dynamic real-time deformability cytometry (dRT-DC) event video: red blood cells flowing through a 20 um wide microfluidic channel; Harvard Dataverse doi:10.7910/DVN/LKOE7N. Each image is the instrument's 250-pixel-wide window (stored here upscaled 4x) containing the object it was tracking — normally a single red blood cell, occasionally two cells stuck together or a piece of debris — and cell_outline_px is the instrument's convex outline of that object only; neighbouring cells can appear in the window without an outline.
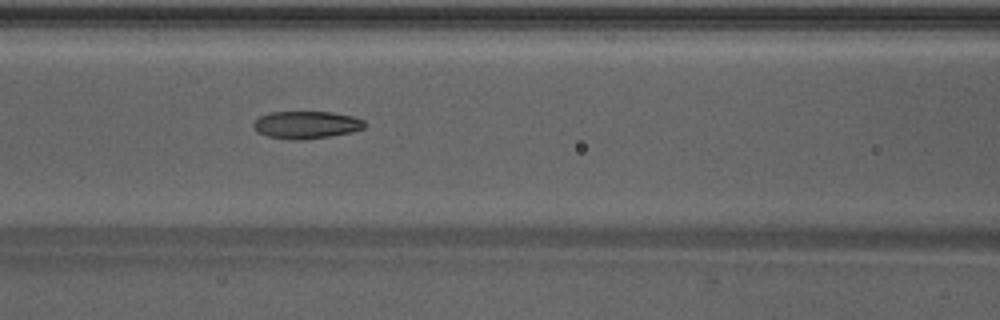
{"species": "Egyptian fruit bat (a non-hibernating species)", "species_latin": "Rousettus aegyptiacus", "temperature_condition": "warm", "stored_images_in_passage": 38, "camera_frame_rate_fps": 3000, "um_per_image_px": 0.085, "animal": {"sex": "male"}, "frame": {"image": 1, "passage_image": 11, "time_ms": 3.333, "image_size_px": [1000, 320], "cell_outline_px": [[364, 128], [352, 132], [328, 136], [300, 140], [288, 140], [268, 136], [256, 132], [252, 124], [260, 116], [268, 112], [332, 112], [352, 116], [364, 120]], "centroid_in_image_um": [26.0, 10.61], "position_along_channel_um": 140.6, "area_um2": 17.8}}
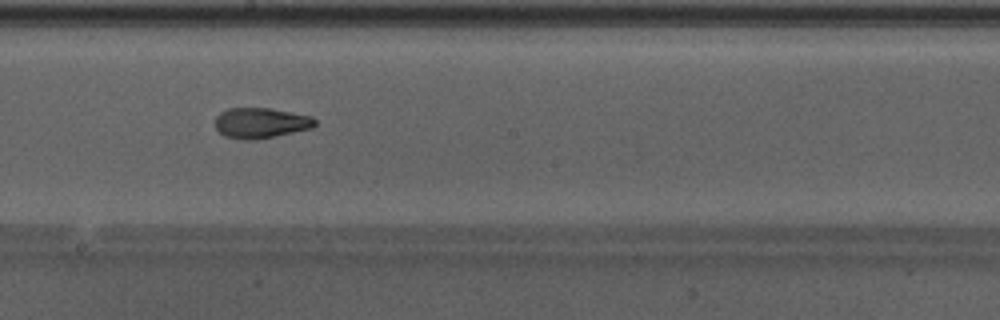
{"frame": {"image": 2, "passage_image": 17, "time_ms": 5.333, "image_size_px": [1000, 320], "cell_outline_px": [[316, 124], [312, 128], [276, 136], [256, 140], [244, 140], [224, 136], [216, 128], [216, 116], [220, 112], [228, 108], [272, 108], [312, 116], [316, 120]], "centroid_in_image_um": [22.17, 10.45], "position_along_channel_um": 226.0, "area_um2": 17.86}}
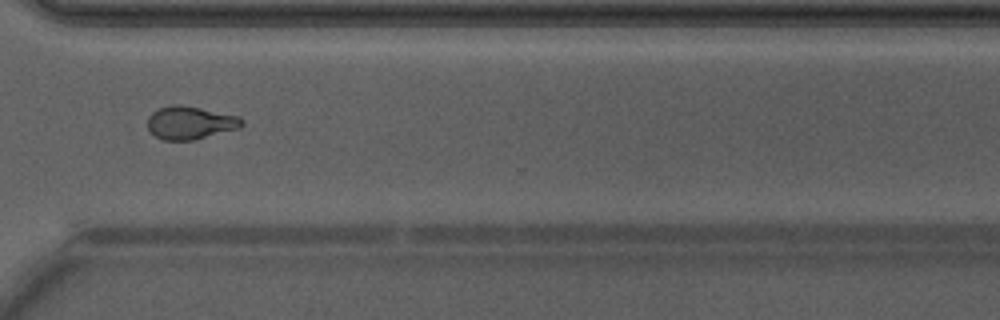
{"frame": {"image": 3, "passage_image": 26, "time_ms": 8.333, "image_size_px": [1000, 320], "cell_outline_px": [[244, 124], [240, 128], [196, 140], [164, 140], [156, 136], [148, 128], [148, 116], [152, 112], [160, 108], [172, 104], [180, 104], [240, 116], [244, 120]], "centroid_in_image_um": [16.2, 10.43], "position_along_channel_um": 354.4, "area_um2": 18.26}, "authors_computed_cell_mechanics": {"area_um2": 18.1492, "velocity_mm_per_s": 4.2874, "shape_relaxation_time_tau1_ms": 9.784, "shape_relaxation_time_tau2_ms": 1.767, "deformation_change_tau1": 0.2261, "deformation_change_tau2": 0.0813}}